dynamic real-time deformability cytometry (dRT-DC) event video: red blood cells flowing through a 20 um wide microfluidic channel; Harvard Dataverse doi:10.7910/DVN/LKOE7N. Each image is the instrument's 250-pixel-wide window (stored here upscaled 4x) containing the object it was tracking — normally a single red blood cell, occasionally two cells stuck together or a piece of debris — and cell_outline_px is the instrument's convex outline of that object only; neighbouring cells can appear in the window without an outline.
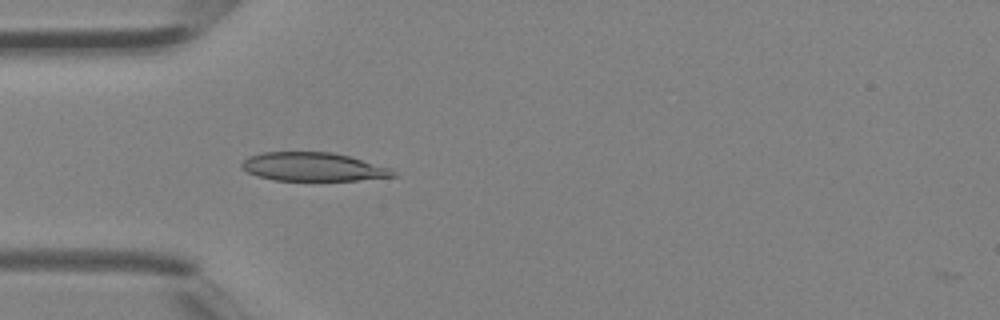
{"species": "Egyptian fruit bat (a non-hibernating species)", "species_latin": "Rousettus aegyptiacus", "temperature_condition": "room temperature", "stored_images_in_passage": 3, "camera_frame_rate_fps": 3000, "um_per_image_px": 0.085, "animal": {"sex": "female"}, "frame": {"image": 1, "passage_image": 3, "time_ms": 0.667, "image_size_px": [1000, 320], "cell_outline_px": [[396, 176], [356, 180], [276, 180], [256, 176], [248, 172], [240, 164], [248, 156], [260, 152], [332, 152], [348, 156], [392, 168], [396, 172]], "centroid_in_image_um": [26.61, 14.17], "position_along_channel_um": 58.4, "area_um2": 25.09}}